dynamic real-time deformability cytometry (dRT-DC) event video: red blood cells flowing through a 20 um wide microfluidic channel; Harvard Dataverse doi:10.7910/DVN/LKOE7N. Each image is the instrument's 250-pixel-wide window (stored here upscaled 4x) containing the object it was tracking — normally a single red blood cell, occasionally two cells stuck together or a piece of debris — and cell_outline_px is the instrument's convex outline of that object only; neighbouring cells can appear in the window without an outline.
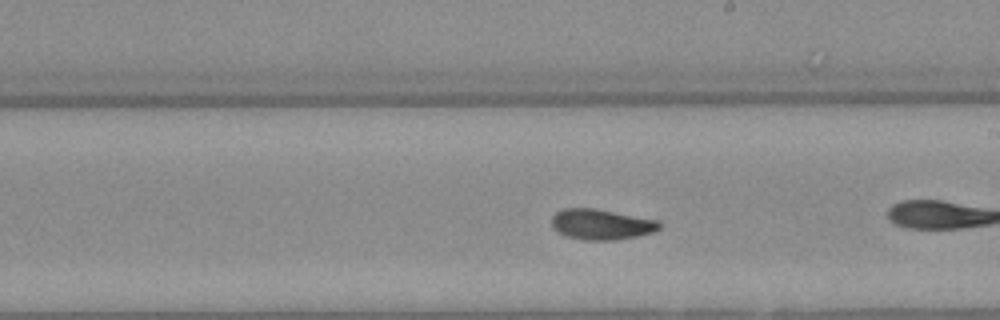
{"species": "Egyptian fruit bat (a non-hibernating species)", "species_latin": "Rousettus aegyptiacus", "temperature_condition": "warm", "stored_images_in_passage": 30, "camera_frame_rate_fps": 3000, "um_per_image_px": 0.085, "animal": {"sex": "female"}, "frame": {"image": 1, "passage_image": 13, "time_ms": 4.0, "image_size_px": [1000, 320], "cell_outline_px": [[664, 224], [660, 228], [652, 232], [636, 236], [616, 240], [584, 240], [568, 236], [560, 232], [552, 224], [552, 216], [556, 212], [564, 208], [596, 208], [660, 220]], "centroid_in_image_um": [51.18, 19.05], "position_along_channel_um": 237.8, "area_um2": 19.19}}